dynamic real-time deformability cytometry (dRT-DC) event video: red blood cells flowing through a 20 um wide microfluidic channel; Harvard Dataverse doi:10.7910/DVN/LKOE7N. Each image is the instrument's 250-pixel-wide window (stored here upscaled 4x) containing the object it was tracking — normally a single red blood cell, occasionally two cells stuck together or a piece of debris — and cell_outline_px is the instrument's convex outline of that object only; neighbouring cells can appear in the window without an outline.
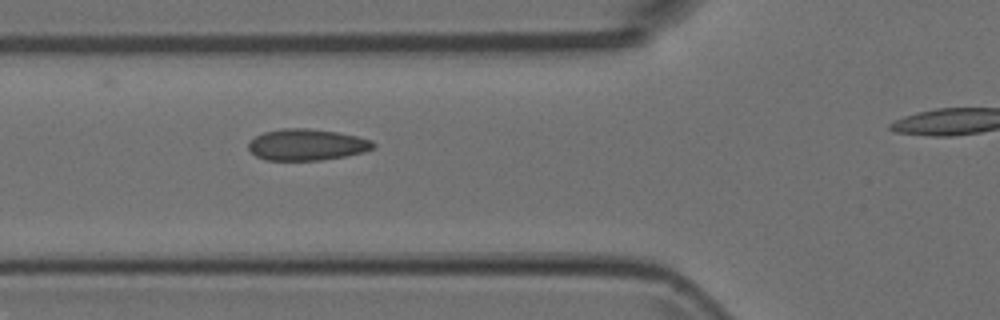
{"species": "Egyptian fruit bat (a non-hibernating species)", "species_latin": "Rousettus aegyptiacus", "temperature_condition": "room temperature", "stored_images_in_passage": 5, "segment_of_instrument_passage": [1, 2], "camera_frame_rate_fps": 3000, "um_per_image_px": 0.085, "animal": {"sex": "female"}, "frame": {"image": 1, "passage_image": 4, "time_ms": 1.0, "image_size_px": [1000, 320], "cell_outline_px": [[376, 144], [372, 148], [364, 152], [344, 156], [320, 160], [264, 160], [256, 156], [248, 148], [248, 144], [256, 136], [264, 132], [284, 128], [308, 128], [336, 132], [356, 136], [372, 140]], "centroid_in_image_um": [26.07, 12.3], "position_along_channel_um": 99.7, "area_um2": 22.66}}